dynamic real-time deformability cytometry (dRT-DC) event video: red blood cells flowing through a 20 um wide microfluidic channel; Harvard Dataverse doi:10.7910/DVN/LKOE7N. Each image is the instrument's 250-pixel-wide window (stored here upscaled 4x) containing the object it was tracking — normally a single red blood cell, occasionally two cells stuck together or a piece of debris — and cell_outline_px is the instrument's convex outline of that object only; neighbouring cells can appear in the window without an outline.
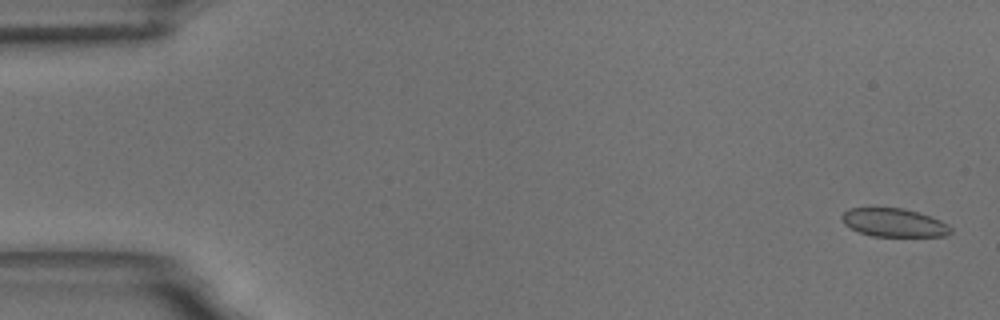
{"species": "common noctule bat (a hibernating species)", "species_latin": "Nyctalus noctula", "temperature_condition": "room temperature", "stored_images_in_passage": 56, "camera_frame_rate_fps": 3000, "um_per_image_px": 0.085, "animal": {"sex": "male", "body_mass_g": 18.8}, "frame": {"image": 1, "passage_image": 2, "time_ms": 0.333, "image_size_px": [1000, 320], "cell_outline_px": [[952, 232], [944, 236], [872, 236], [860, 232], [844, 224], [840, 216], [848, 208], [904, 208], [940, 220], [948, 224], [952, 228]], "centroid_in_image_um": [75.98, 18.92], "position_along_channel_um": 9.0, "area_um2": 17.86}}
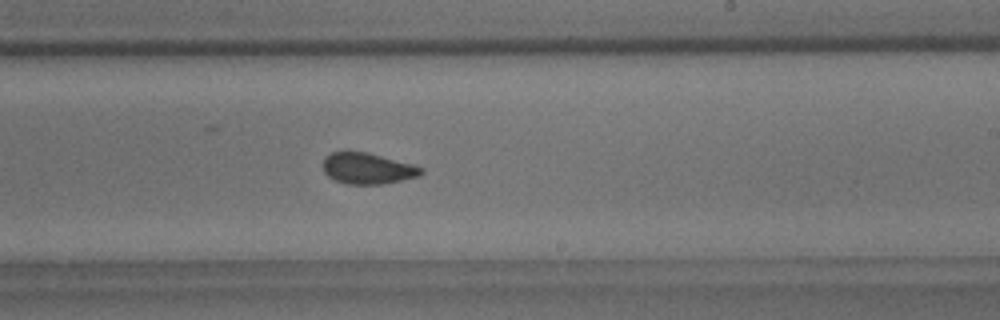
{"frame": {"image": 2, "passage_image": 34, "time_ms": 11.0, "image_size_px": [1000, 320], "cell_outline_px": [[424, 172], [420, 176], [380, 184], [348, 184], [336, 180], [328, 176], [324, 172], [324, 160], [332, 152], [368, 152], [412, 164], [424, 168]], "centroid_in_image_um": [31.28, 14.32], "position_along_channel_um": 257.7, "area_um2": 17.51}}
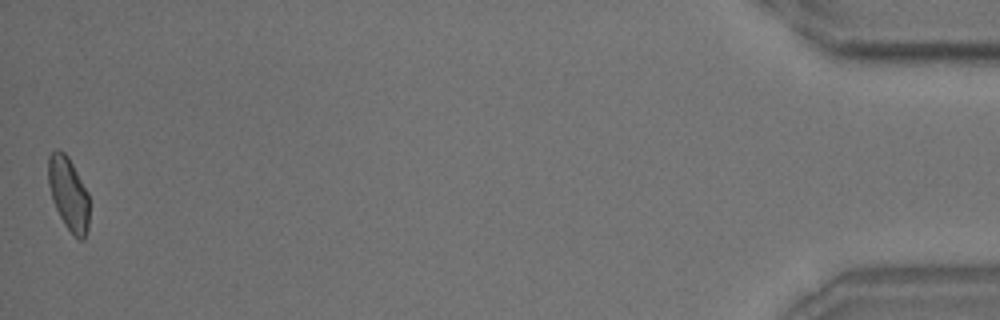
{"frame": {"image": 3, "passage_image": 56, "time_ms": 18.333, "image_size_px": [1000, 320], "cell_outline_px": [[88, 228], [84, 240], [80, 240], [72, 236], [64, 224], [52, 200], [48, 184], [48, 156], [56, 148], [64, 152], [68, 156], [88, 192]], "centroid_in_image_um": [5.81, 16.48], "position_along_channel_um": 429.4, "area_um2": 17.63}, "authors_computed_cell_mechanics": {"area_um2": 18.0914, "velocity_mm_per_s": 3.6193, "shape_relaxation_time_tau1_ms": null, "shape_relaxation_time_tau2_ms": 1.2361, "deformation_change_tau1": null, "deformation_change_tau2": 0.0528}}